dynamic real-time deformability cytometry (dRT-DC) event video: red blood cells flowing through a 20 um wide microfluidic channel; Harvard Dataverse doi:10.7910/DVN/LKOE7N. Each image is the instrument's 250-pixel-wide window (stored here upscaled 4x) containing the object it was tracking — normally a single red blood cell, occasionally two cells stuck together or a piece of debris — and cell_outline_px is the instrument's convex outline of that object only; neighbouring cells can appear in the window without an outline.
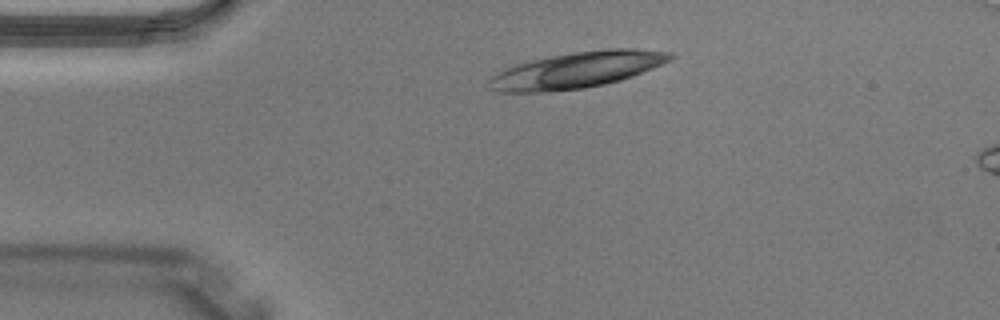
{"species": "Egyptian fruit bat (a non-hibernating species)", "species_latin": "Rousettus aegyptiacus", "temperature_condition": "warm", "stored_images_in_passage": 3, "camera_frame_rate_fps": 3000, "um_per_image_px": 0.085, "animal": {"sex": "male"}, "frame": {"image": 1, "passage_image": 3, "time_ms": 0.667, "image_size_px": [1000, 320], "cell_outline_px": [[676, 56], [652, 68], [632, 76], [620, 80], [604, 84], [584, 88], [548, 92], [496, 92], [488, 88], [488, 80], [492, 76], [504, 68], [528, 60], [576, 52], [608, 48], [632, 48], [672, 52]], "centroid_in_image_um": [48.98, 5.95], "position_along_channel_um": 36.0, "area_um2": 38.09}}